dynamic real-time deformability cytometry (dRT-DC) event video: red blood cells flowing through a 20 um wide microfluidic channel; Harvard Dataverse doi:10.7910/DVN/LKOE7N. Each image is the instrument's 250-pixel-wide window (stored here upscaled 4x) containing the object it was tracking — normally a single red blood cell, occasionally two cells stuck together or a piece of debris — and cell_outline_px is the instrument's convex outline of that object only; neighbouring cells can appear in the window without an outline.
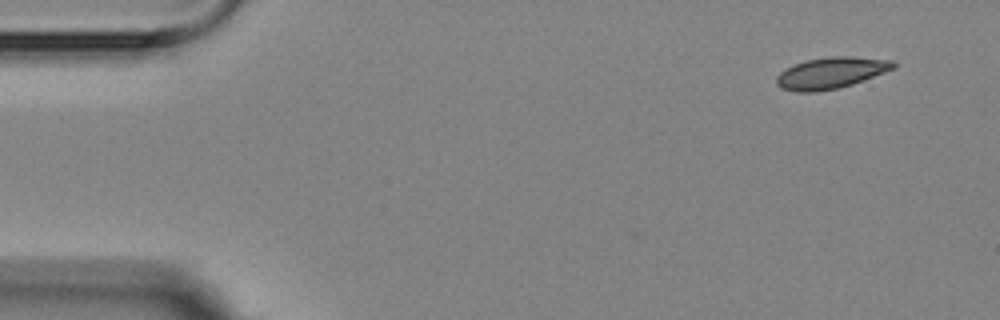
{"species": "Egyptian fruit bat (a non-hibernating species)", "species_latin": "Rousettus aegyptiacus", "temperature_condition": "room temperature", "stored_images_in_passage": 12, "camera_frame_rate_fps": 3000, "um_per_image_px": 0.085, "animal": {"sex": "female"}, "frame": {"image": 1, "passage_image": 1, "time_ms": 0.0, "image_size_px": [1000, 320], "cell_outline_px": [[896, 68], [864, 80], [852, 84], [836, 88], [816, 92], [796, 92], [780, 88], [776, 84], [776, 76], [780, 72], [796, 64], [808, 60], [828, 56], [852, 56], [892, 60], [896, 64]], "centroid_in_image_um": [70.64, 6.2], "position_along_channel_um": 14.4, "area_um2": 21.33}}
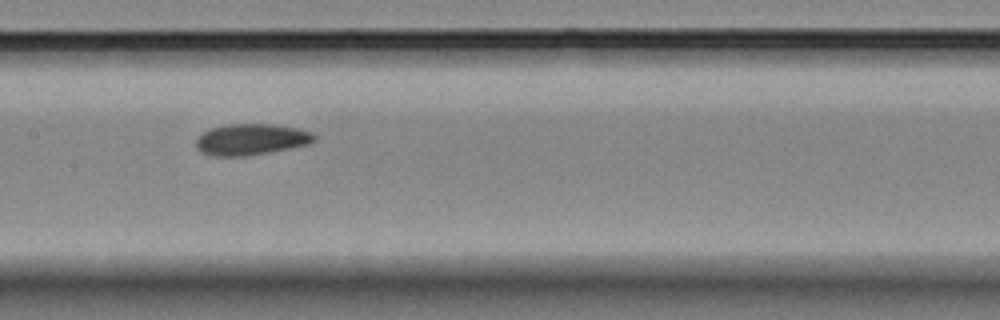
{"frame": {"image": 2, "passage_image": 7, "time_ms": 7.667, "image_size_px": [1000, 320], "cell_outline_px": [[316, 140], [308, 144], [268, 152], [244, 156], [212, 156], [200, 152], [196, 148], [196, 140], [208, 128], [224, 124], [272, 124], [300, 128], [312, 132], [316, 136]], "centroid_in_image_um": [21.33, 11.84], "position_along_channel_um": 186.1, "area_um2": 21.62}}
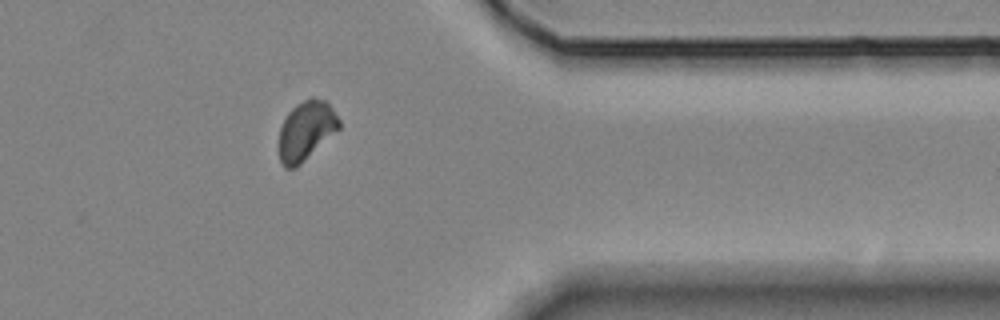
{"frame": {"image": 3, "passage_image": 12, "time_ms": 13.667, "image_size_px": [1000, 320], "cell_outline_px": [[340, 128], [300, 164], [292, 168], [284, 168], [280, 160], [276, 144], [280, 128], [288, 112], [296, 104], [312, 96], [324, 100], [332, 108], [340, 120]], "centroid_in_image_um": [25.97, 11.1], "position_along_channel_um": 385.4, "area_um2": 20.87}, "authors_computed_cell_mechanics": {"area_um2": 21.3571, "velocity_mm_per_s": 3.5708, "shape_relaxation_time_tau1_ms": null, "shape_relaxation_time_tau2_ms": 1.8563, "deformation_change_tau1": null, "deformation_change_tau2": 0.0211}}